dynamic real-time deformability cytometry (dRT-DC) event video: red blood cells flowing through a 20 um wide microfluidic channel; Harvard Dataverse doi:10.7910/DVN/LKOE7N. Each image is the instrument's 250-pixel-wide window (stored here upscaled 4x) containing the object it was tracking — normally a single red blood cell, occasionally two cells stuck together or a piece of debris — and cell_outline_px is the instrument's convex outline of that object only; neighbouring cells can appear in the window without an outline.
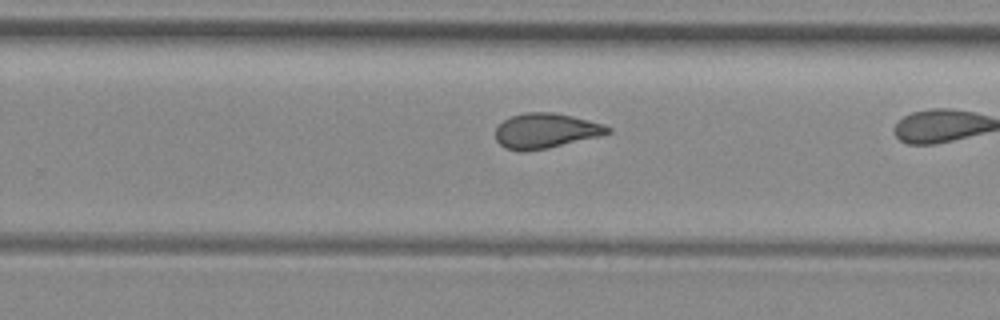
{"species": "common noctule bat (a hibernating species)", "species_latin": "Nyctalus noctula", "temperature_condition": "room temperature", "stored_images_in_passage": 27, "camera_frame_rate_fps": 3000, "um_per_image_px": 0.085, "animal": {"sex": "female", "body_mass_g": 29.2, "forearm_length_mm": 56.3}, "frame": {"image": 1, "passage_image": 20, "time_ms": 6.333, "image_size_px": [1000, 320], "cell_outline_px": [[612, 132], [600, 136], [548, 148], [524, 152], [520, 152], [504, 148], [496, 140], [496, 128], [504, 120], [512, 116], [524, 112], [552, 112], [572, 116], [604, 124], [612, 128]], "centroid_in_image_um": [46.39, 11.12], "position_along_channel_um": 283.4, "area_um2": 23.0}}
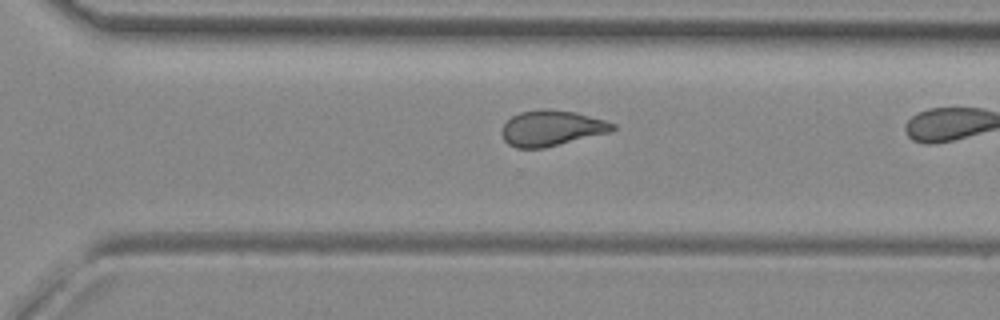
{"frame": {"image": 2, "passage_image": 23, "time_ms": 7.333, "image_size_px": [1000, 320], "cell_outline_px": [[616, 128], [612, 132], [544, 148], [516, 148], [508, 144], [504, 140], [500, 132], [504, 124], [512, 116], [520, 112], [540, 108], [548, 108], [572, 112], [604, 120], [616, 124]], "centroid_in_image_um": [46.87, 10.9], "position_along_channel_um": 323.7, "area_um2": 23.12}}